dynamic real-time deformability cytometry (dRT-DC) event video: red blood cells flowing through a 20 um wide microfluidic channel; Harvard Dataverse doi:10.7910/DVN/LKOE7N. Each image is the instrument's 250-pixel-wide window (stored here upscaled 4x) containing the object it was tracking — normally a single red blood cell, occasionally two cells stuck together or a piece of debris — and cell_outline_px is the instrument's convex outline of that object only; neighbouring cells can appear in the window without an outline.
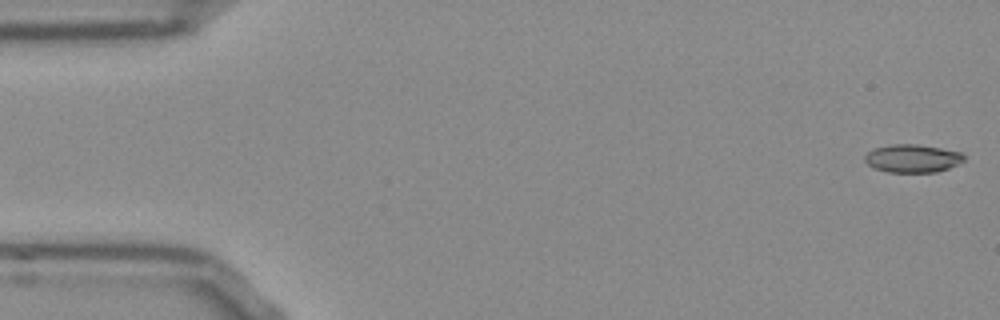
{"species": "Egyptian fruit bat (a non-hibernating species)", "species_latin": "Rousettus aegyptiacus", "temperature_condition": "room temperature", "stored_images_in_passage": 11, "camera_frame_rate_fps": 3000, "um_per_image_px": 0.085, "frame": {"image": 1, "passage_image": 1, "time_ms": 0.0, "image_size_px": [1000, 320], "cell_outline_px": [[964, 160], [948, 168], [936, 172], [888, 172], [876, 168], [868, 164], [864, 160], [864, 156], [872, 148], [892, 144], [916, 144], [940, 148], [960, 152], [964, 156]], "centroid_in_image_um": [77.52, 13.46], "position_along_channel_um": 7.5, "area_um2": 16.07}}